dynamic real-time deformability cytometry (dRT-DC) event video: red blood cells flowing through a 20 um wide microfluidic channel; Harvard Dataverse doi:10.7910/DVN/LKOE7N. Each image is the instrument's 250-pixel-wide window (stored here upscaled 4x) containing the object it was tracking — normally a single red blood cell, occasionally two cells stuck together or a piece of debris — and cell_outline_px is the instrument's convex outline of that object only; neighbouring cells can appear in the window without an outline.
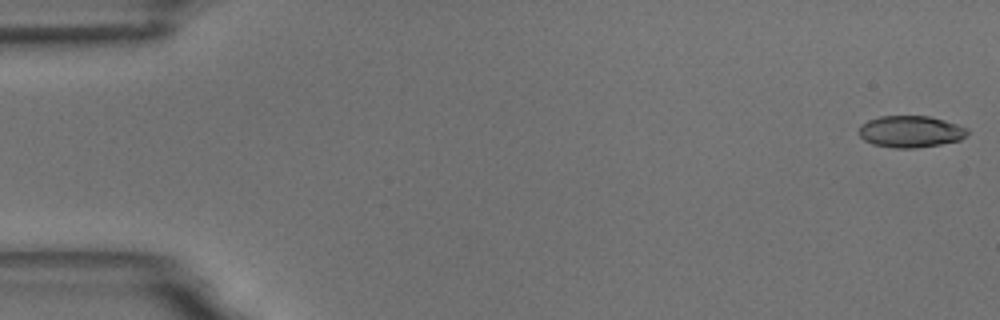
{"species": "common noctule bat (a hibernating species)", "species_latin": "Nyctalus noctula", "temperature_condition": "room temperature", "stored_images_in_passage": 7, "camera_frame_rate_fps": 3000, "um_per_image_px": 0.085, "animal": {"sex": "male", "body_mass_g": 18.8}, "frame": {"image": 1, "passage_image": 1, "time_ms": 0.0, "image_size_px": [1000, 320], "cell_outline_px": [[968, 132], [960, 140], [940, 144], [916, 148], [896, 148], [872, 144], [864, 140], [860, 136], [860, 124], [868, 120], [880, 116], [928, 116], [944, 120], [968, 128]], "centroid_in_image_um": [77.38, 11.18], "position_along_channel_um": 7.6, "area_um2": 19.94}}
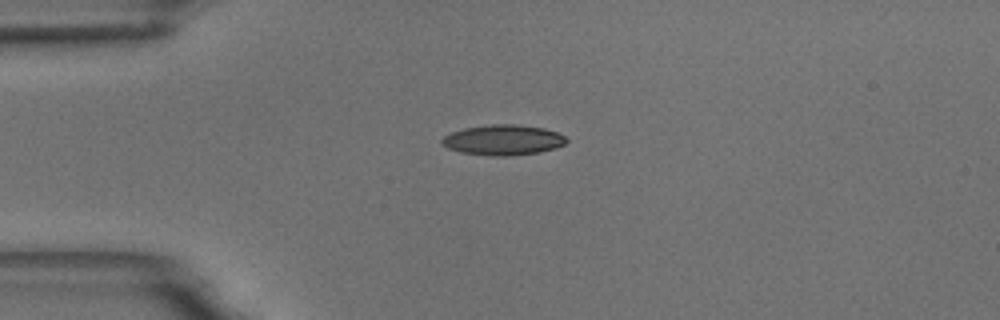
{"frame": {"image": 2, "passage_image": 5, "time_ms": 4.333, "image_size_px": [1000, 320], "cell_outline_px": [[568, 140], [564, 144], [556, 148], [540, 152], [508, 156], [492, 156], [460, 152], [448, 148], [440, 144], [440, 140], [444, 136], [452, 132], [464, 128], [492, 124], [516, 124], [544, 128], [556, 132], [564, 136]], "centroid_in_image_um": [42.75, 11.9], "position_along_channel_um": 42.3, "area_um2": 22.08}}